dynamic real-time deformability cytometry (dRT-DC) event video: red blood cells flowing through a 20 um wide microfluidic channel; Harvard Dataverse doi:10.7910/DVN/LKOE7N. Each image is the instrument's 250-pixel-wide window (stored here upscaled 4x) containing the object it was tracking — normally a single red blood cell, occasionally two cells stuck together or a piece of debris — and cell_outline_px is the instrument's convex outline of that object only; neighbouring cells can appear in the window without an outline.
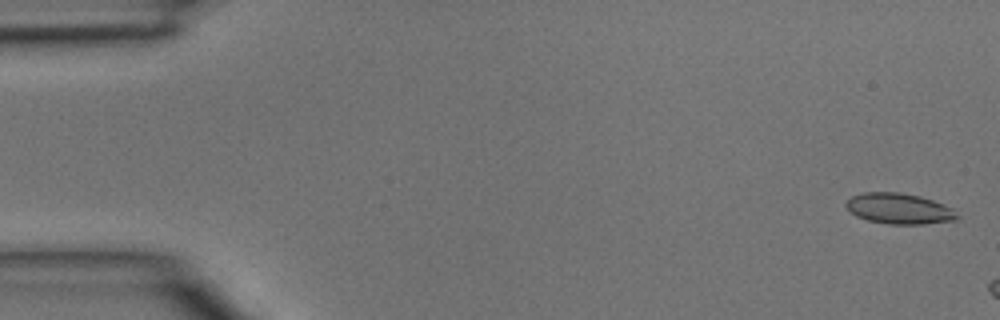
{"species": "common noctule bat (a hibernating species)", "species_latin": "Nyctalus noctula", "temperature_condition": "room temperature", "stored_images_in_passage": 3, "camera_frame_rate_fps": 3000, "um_per_image_px": 0.085, "animal": {"sex": "male", "body_mass_g": 15.6}, "frame": {"image": 1, "passage_image": 1, "time_ms": 0.0, "image_size_px": [1000, 320], "cell_outline_px": [[960, 220], [924, 224], [888, 224], [868, 220], [856, 216], [844, 204], [852, 196], [864, 192], [896, 192], [920, 196], [944, 204], [952, 208], [960, 216]], "centroid_in_image_um": [76.48, 17.74], "position_along_channel_um": 8.5, "area_um2": 19.94}}